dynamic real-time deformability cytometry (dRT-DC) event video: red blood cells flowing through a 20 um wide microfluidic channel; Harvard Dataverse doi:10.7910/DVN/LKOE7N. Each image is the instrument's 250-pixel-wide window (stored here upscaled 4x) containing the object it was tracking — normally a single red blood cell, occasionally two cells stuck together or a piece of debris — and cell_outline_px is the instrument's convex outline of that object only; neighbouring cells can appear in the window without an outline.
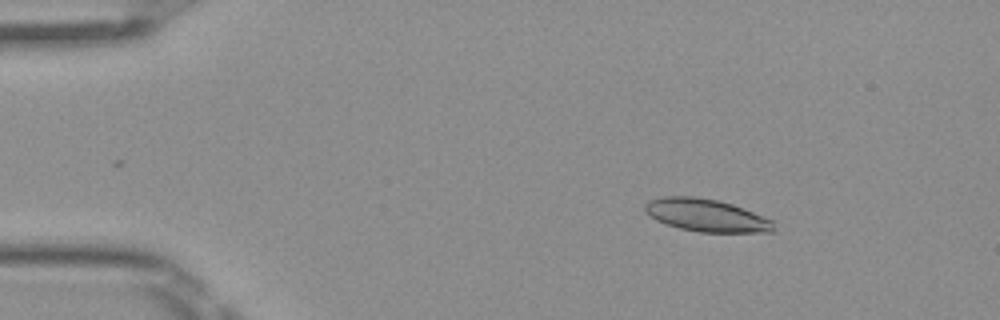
{"species": "Egyptian fruit bat (a non-hibernating species)", "species_latin": "Rousettus aegyptiacus", "temperature_condition": "room temperature", "stored_images_in_passage": 51, "camera_frame_rate_fps": 3000, "um_per_image_px": 0.085, "frame": {"image": 1, "passage_image": 8, "time_ms": 2.333, "image_size_px": [1000, 320], "cell_outline_px": [[776, 232], [700, 232], [680, 228], [664, 224], [648, 216], [644, 212], [644, 204], [648, 200], [664, 196], [696, 196], [720, 200], [732, 204], [772, 220]], "centroid_in_image_um": [59.98, 18.29], "position_along_channel_um": 25.0, "area_um2": 24.68}}
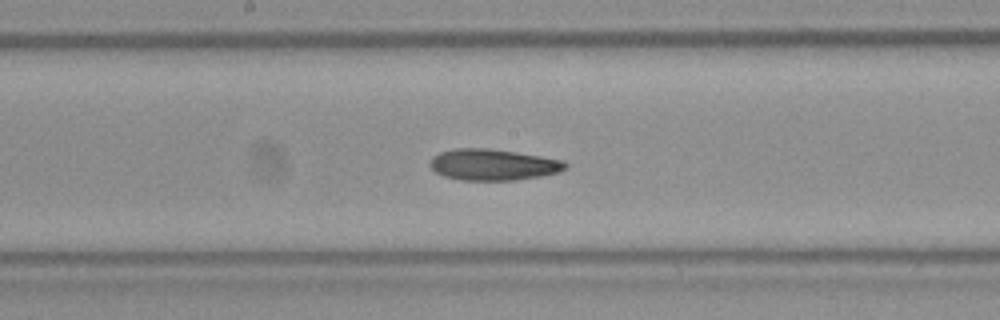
{"frame": {"image": 2, "passage_image": 27, "time_ms": 8.667, "image_size_px": [1000, 320], "cell_outline_px": [[568, 168], [560, 172], [540, 176], [516, 180], [460, 180], [444, 176], [436, 172], [428, 164], [432, 156], [440, 152], [452, 148], [488, 148], [516, 152], [564, 160], [568, 164]], "centroid_in_image_um": [41.91, 13.99], "position_along_channel_um": 206.3, "area_um2": 24.85}}
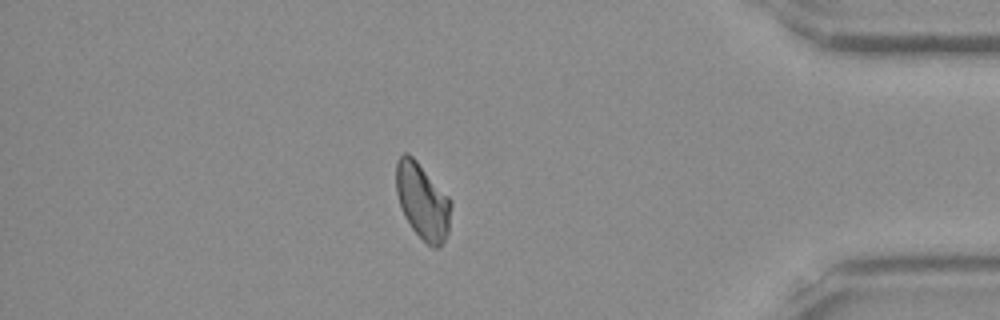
{"frame": {"image": 3, "passage_image": 44, "time_ms": 14.333, "image_size_px": [1000, 320], "cell_outline_px": [[452, 204], [448, 232], [440, 248], [432, 248], [412, 228], [404, 216], [396, 192], [396, 160], [404, 152], [408, 152], [416, 160], [452, 200]], "centroid_in_image_um": [35.92, 17.09], "position_along_channel_um": 399.3, "area_um2": 24.28}, "authors_computed_cell_mechanics": {"area_um2": 24.276, "velocity_mm_per_s": 4.0335, "shape_relaxation_time_tau1_ms": 6.9478, "shape_relaxation_time_tau2_ms": 3.9905, "deformation_change_tau1": 0.1533, "deformation_change_tau2": 0.1095}}